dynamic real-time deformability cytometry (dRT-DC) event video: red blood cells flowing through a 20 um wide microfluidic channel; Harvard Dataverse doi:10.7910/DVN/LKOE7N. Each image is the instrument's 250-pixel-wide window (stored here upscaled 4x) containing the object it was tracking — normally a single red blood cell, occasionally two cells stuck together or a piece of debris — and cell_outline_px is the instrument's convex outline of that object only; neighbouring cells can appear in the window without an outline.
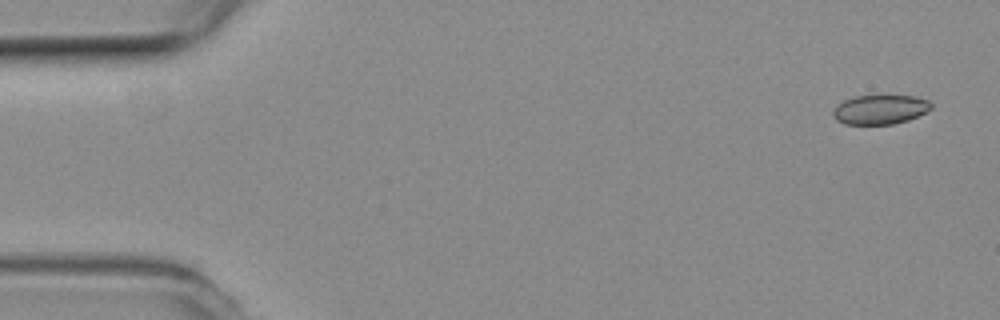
{"species": "common noctule bat (a hibernating species)", "species_latin": "Nyctalus noctula", "temperature_condition": "room temperature", "stored_images_in_passage": 9, "camera_frame_rate_fps": 3000, "um_per_image_px": 0.085, "animal": {"sex": "female", "body_mass_g": 19.3, "forearm_length_mm": 54.1}, "frame": {"image": 1, "passage_image": 1, "time_ms": 0.0, "image_size_px": [1000, 320], "cell_outline_px": [[932, 108], [928, 112], [908, 120], [892, 124], [844, 124], [836, 120], [832, 116], [832, 112], [836, 104], [844, 100], [856, 96], [916, 96], [928, 100], [932, 104]], "centroid_in_image_um": [74.81, 9.31], "position_along_channel_um": 10.2, "area_um2": 16.94}}
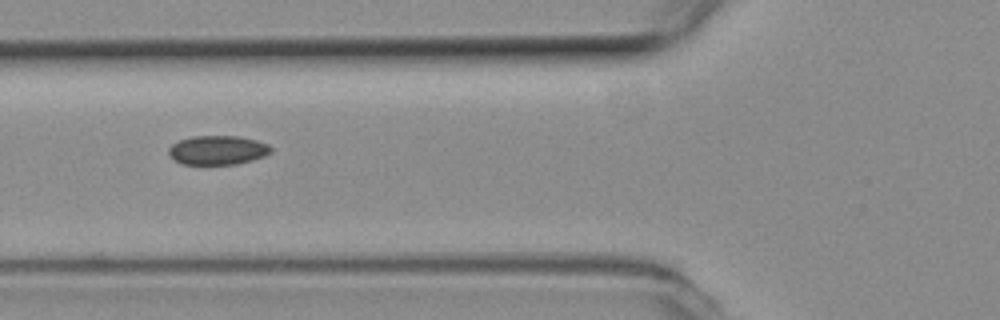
{"frame": {"image": 2, "passage_image": 6, "time_ms": 1.667, "image_size_px": [1000, 320], "cell_outline_px": [[272, 152], [264, 156], [252, 160], [236, 164], [180, 164], [168, 152], [168, 148], [172, 144], [180, 140], [192, 136], [236, 136], [256, 140], [268, 144], [272, 148]], "centroid_in_image_um": [18.51, 12.76], "position_along_channel_um": 107.3, "area_um2": 17.28}}
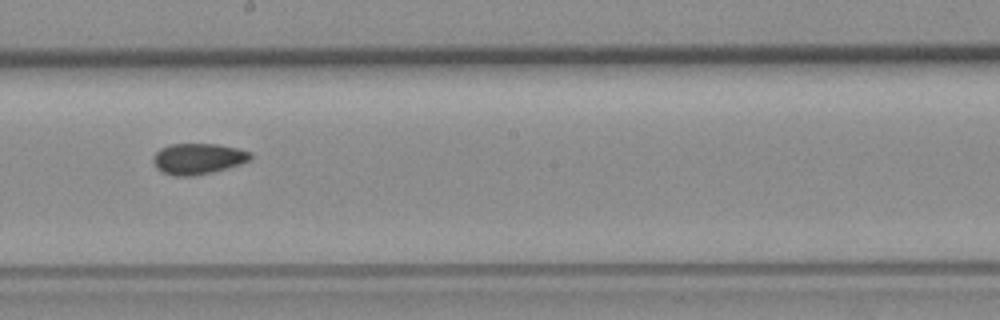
{"frame": {"image": 3, "passage_image": 9, "time_ms": 2.667, "image_size_px": [1000, 320], "cell_outline_px": [[252, 160], [228, 168], [212, 172], [192, 176], [176, 176], [160, 172], [156, 168], [152, 160], [152, 156], [160, 148], [172, 144], [216, 144], [236, 148], [252, 152]], "centroid_in_image_um": [16.82, 13.5], "position_along_channel_um": 231.4, "area_um2": 17.69}}